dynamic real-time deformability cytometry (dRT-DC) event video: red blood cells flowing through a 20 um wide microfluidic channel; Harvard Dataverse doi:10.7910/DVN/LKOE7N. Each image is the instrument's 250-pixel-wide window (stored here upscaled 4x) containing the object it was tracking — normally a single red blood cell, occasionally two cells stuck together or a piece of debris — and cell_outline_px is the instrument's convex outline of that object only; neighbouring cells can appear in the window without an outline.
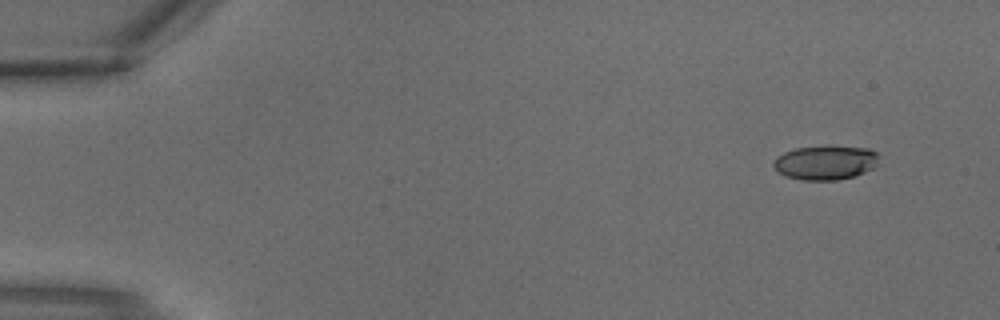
{"species": "common noctule bat (a hibernating species)", "species_latin": "Nyctalus noctula", "temperature_condition": "warm", "stored_images_in_passage": 3, "camera_frame_rate_fps": 3000, "um_per_image_px": 0.085, "animal": {"sex": "male", "body_mass_g": 18.8}, "frame": {"image": 1, "passage_image": 1, "time_ms": 0.0, "image_size_px": [1000, 320], "cell_outline_px": [[876, 164], [872, 168], [864, 172], [852, 176], [836, 180], [804, 180], [784, 176], [772, 164], [776, 156], [784, 152], [796, 148], [868, 148], [876, 152]], "centroid_in_image_um": [70.1, 13.85], "position_along_channel_um": 14.9, "area_um2": 20.17}}
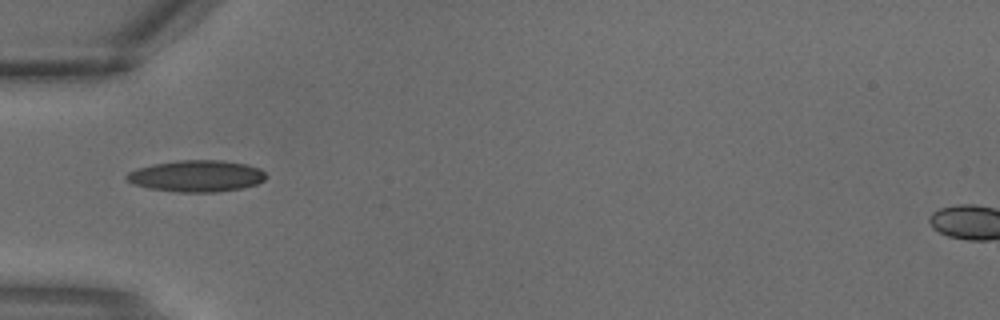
{"frame": {"image": 2, "passage_image": 3, "time_ms": 0.667, "image_size_px": [1000, 320], "cell_outline_px": [[268, 176], [264, 180], [256, 184], [240, 188], [220, 192], [180, 192], [148, 188], [132, 184], [124, 180], [124, 176], [128, 172], [136, 168], [152, 164], [176, 160], [220, 160], [248, 164], [260, 168]], "centroid_in_image_um": [16.67, 14.95], "position_along_channel_um": 68.3, "area_um2": 25.95}}